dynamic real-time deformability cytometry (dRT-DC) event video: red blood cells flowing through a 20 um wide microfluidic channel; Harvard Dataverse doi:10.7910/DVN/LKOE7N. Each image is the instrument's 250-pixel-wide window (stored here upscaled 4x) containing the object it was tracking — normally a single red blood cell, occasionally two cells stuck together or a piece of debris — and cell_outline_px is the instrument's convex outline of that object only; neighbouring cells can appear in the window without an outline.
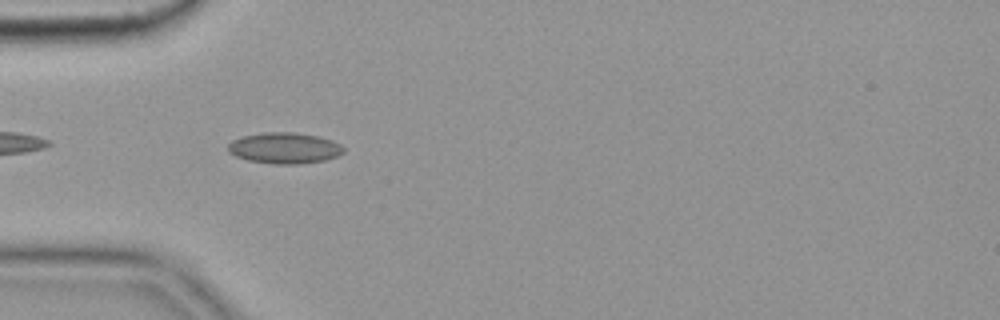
{"species": "common noctule bat (a hibernating species)", "species_latin": "Nyctalus noctula", "temperature_condition": "cold", "stored_images_in_passage": 16, "camera_frame_rate_fps": 3000, "um_per_image_px": 0.085, "animal": {"sex": "female", "body_mass_g": 19.9}, "frame": {"image": 1, "passage_image": 3, "time_ms": 0.667, "image_size_px": [1000, 320], "cell_outline_px": [[344, 152], [336, 156], [324, 160], [300, 164], [272, 164], [248, 160], [236, 156], [228, 152], [228, 144], [232, 140], [244, 136], [268, 132], [296, 132], [320, 136], [332, 140], [340, 144], [344, 148]], "centroid_in_image_um": [24.19, 12.58], "position_along_channel_um": 60.8, "area_um2": 20.92}}